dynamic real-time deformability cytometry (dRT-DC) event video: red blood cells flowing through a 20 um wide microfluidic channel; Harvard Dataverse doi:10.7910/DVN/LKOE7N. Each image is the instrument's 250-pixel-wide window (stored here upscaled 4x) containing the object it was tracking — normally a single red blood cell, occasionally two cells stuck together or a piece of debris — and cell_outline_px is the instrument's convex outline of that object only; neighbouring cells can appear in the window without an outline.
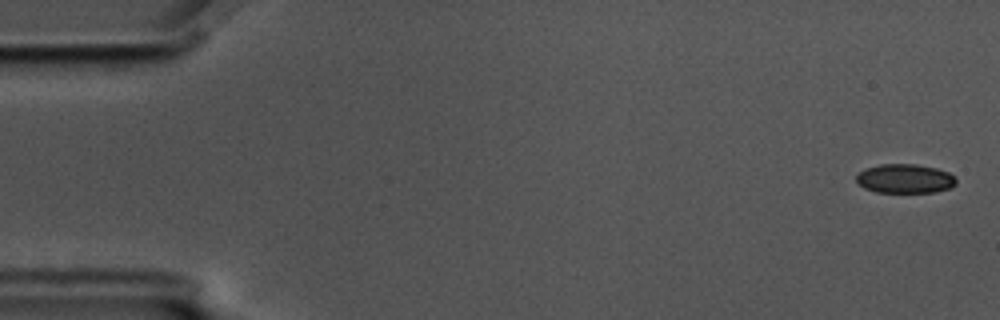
{"species": "common noctule bat (a hibernating species)", "species_latin": "Nyctalus noctula", "temperature_condition": "cold", "stored_images_in_passage": 58, "camera_frame_rate_fps": 3000, "um_per_image_px": 0.085, "animal": {"sex": "male", "body_mass_g": 17.5, "forearm_length_mm": 52.3}, "frame": {"image": 1, "passage_image": 2, "time_ms": 0.333, "image_size_px": [1000, 320], "cell_outline_px": [[956, 184], [948, 188], [936, 192], [876, 192], [864, 188], [856, 180], [856, 176], [864, 168], [880, 164], [916, 164], [936, 168], [948, 172], [956, 176]], "centroid_in_image_um": [76.92, 15.18], "position_along_channel_um": 8.1, "area_um2": 16.99}}
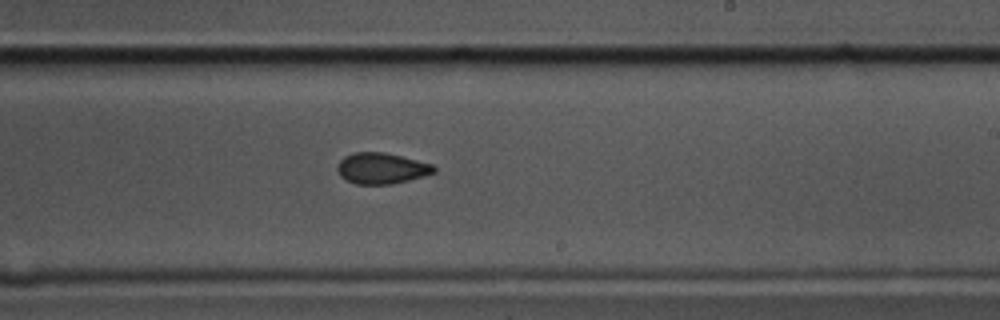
{"frame": {"image": 2, "passage_image": 35, "time_ms": 11.333, "image_size_px": [1000, 320], "cell_outline_px": [[436, 172], [408, 180], [392, 184], [356, 184], [340, 176], [336, 168], [340, 160], [344, 156], [352, 152], [384, 152], [432, 164], [436, 168]], "centroid_in_image_um": [32.4, 14.3], "position_along_channel_um": 256.6, "area_um2": 17.34}}
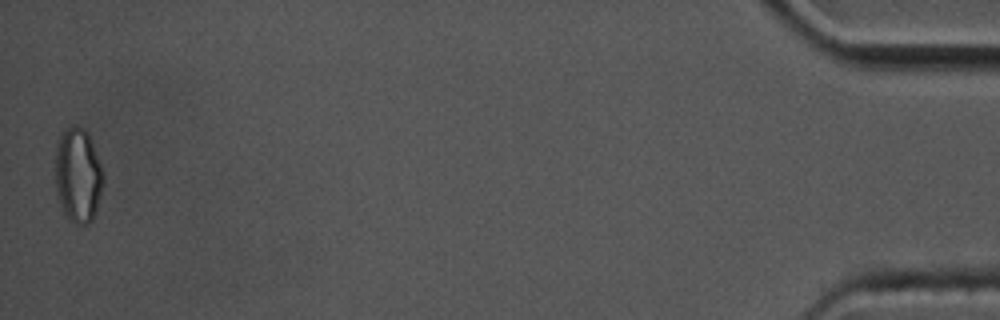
{"frame": {"image": 3, "passage_image": 58, "time_ms": 19.0, "image_size_px": [1000, 320], "cell_outline_px": [[104, 180], [96, 208], [92, 220], [88, 224], [76, 224], [68, 220], [64, 212], [56, 188], [56, 140], [68, 128], [76, 124], [84, 128], [88, 132], [100, 164], [104, 176]], "centroid_in_image_um": [6.63, 14.88], "position_along_channel_um": 428.6, "area_um2": 26.18}, "authors_computed_cell_mechanics": {"area_um2": 17.8024, "velocity_mm_per_s": 3.4747, "shape_relaxation_time_tau1_ms": 11.2063, "shape_relaxation_time_tau2_ms": 2.9729, "deformation_change_tau1": 0.1307, "deformation_change_tau2": 0.078}}